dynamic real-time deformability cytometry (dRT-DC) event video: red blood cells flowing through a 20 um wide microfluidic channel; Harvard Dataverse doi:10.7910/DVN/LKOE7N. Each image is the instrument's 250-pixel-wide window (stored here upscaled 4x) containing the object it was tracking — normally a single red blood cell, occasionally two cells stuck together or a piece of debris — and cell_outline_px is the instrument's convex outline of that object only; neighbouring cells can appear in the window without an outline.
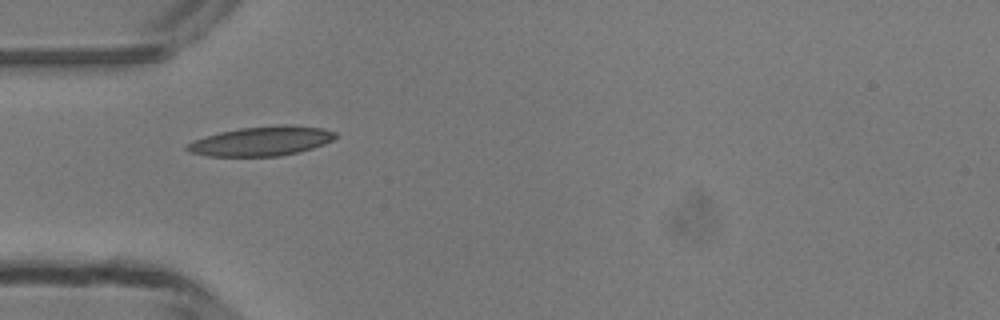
{"species": "common noctule bat (a hibernating species)", "species_latin": "Nyctalus noctula", "temperature_condition": "room temperature", "stored_images_in_passage": 35, "camera_frame_rate_fps": 3000, "um_per_image_px": 0.085, "animal": {"sex": "male", "body_mass_g": 13.3}, "frame": {"image": 1, "passage_image": 1, "time_ms": 0.0, "image_size_px": [1000, 320], "cell_outline_px": [[336, 136], [332, 140], [324, 144], [300, 152], [280, 156], [208, 156], [188, 152], [184, 148], [192, 140], [220, 132], [240, 128], [284, 124], [288, 124], [324, 128], [336, 132]], "centroid_in_image_um": [22.23, 11.99], "position_along_channel_um": 62.8, "area_um2": 25.55}}
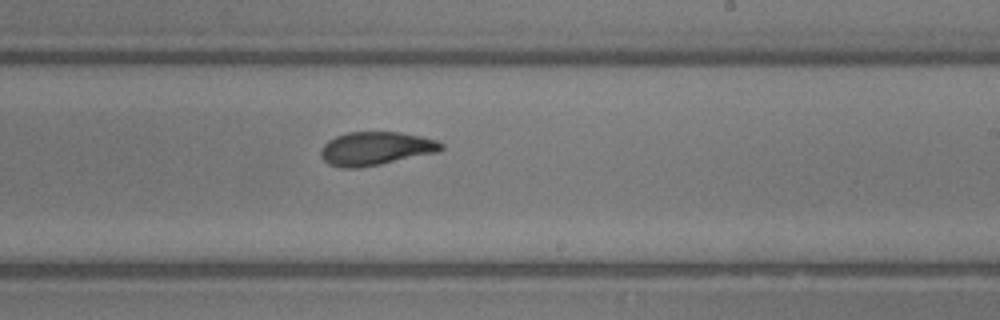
{"frame": {"image": 2, "passage_image": 15, "time_ms": 4.667, "image_size_px": [1000, 320], "cell_outline_px": [[444, 148], [440, 152], [360, 168], [340, 168], [328, 164], [320, 156], [320, 152], [324, 144], [328, 140], [336, 136], [348, 132], [400, 132], [420, 136], [436, 140], [444, 144]], "centroid_in_image_um": [31.94, 12.63], "position_along_channel_um": 257.1, "area_um2": 23.64}}
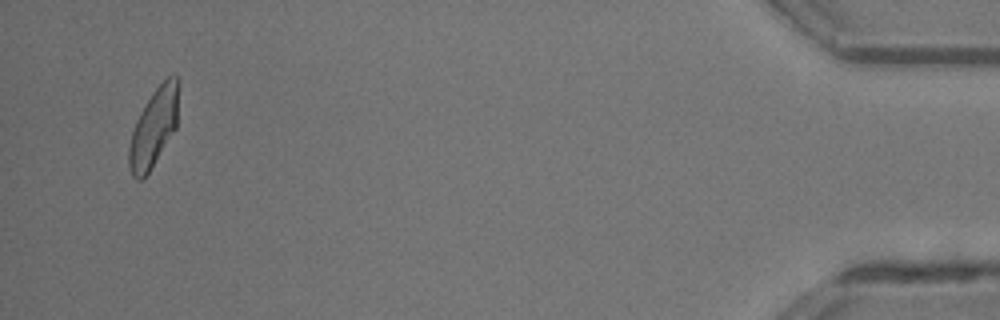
{"frame": {"image": 3, "passage_image": 33, "time_ms": 10.667, "image_size_px": [1000, 320], "cell_outline_px": [[180, 80], [176, 128], [148, 172], [140, 180], [136, 180], [132, 176], [128, 164], [128, 148], [132, 132], [136, 120], [140, 112], [152, 92], [168, 76], [176, 72]], "centroid_in_image_um": [13.09, 10.77], "position_along_channel_um": 422.1, "area_um2": 22.72}, "authors_computed_cell_mechanics": {"area_um2": 23.1778, "velocity_mm_per_s": 4.1764, "shape_relaxation_time_tau1_ms": 3.6206, "shape_relaxation_time_tau2_ms": 1.5837, "deformation_change_tau1": 0.146, "deformation_change_tau2": 0.0761}}